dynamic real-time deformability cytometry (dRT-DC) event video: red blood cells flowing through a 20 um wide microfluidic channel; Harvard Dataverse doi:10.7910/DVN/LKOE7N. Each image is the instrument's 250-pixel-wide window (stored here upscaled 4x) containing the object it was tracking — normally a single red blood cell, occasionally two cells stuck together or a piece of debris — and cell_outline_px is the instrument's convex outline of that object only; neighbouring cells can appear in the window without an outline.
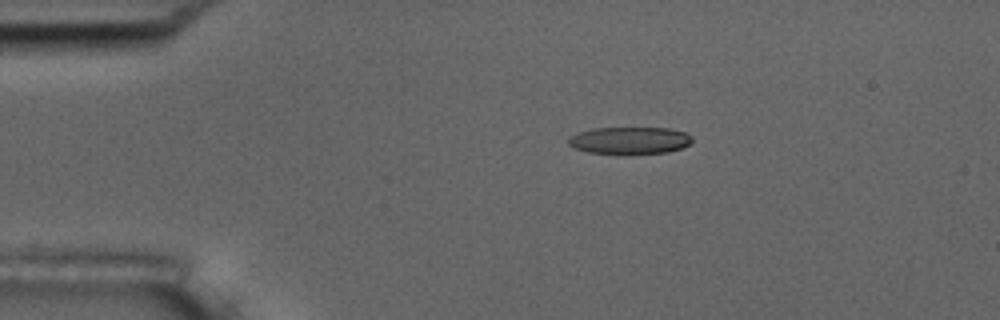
{"species": "common noctule bat (a hibernating species)", "species_latin": "Nyctalus noctula", "temperature_condition": "room temperature", "stored_images_in_passage": 5, "camera_frame_rate_fps": 3000, "um_per_image_px": 0.085, "animal": {"sex": "male", "body_mass_g": 17.5, "forearm_length_mm": 52.3}, "frame": {"image": 1, "passage_image": 3, "time_ms": 2.333, "image_size_px": [1000, 320], "cell_outline_px": [[692, 140], [688, 144], [680, 148], [668, 152], [628, 156], [624, 156], [588, 152], [572, 148], [568, 144], [568, 140], [572, 136], [580, 132], [596, 128], [668, 128], [684, 132], [692, 136]], "centroid_in_image_um": [53.51, 11.98], "position_along_channel_um": 31.5, "area_um2": 20.06}}